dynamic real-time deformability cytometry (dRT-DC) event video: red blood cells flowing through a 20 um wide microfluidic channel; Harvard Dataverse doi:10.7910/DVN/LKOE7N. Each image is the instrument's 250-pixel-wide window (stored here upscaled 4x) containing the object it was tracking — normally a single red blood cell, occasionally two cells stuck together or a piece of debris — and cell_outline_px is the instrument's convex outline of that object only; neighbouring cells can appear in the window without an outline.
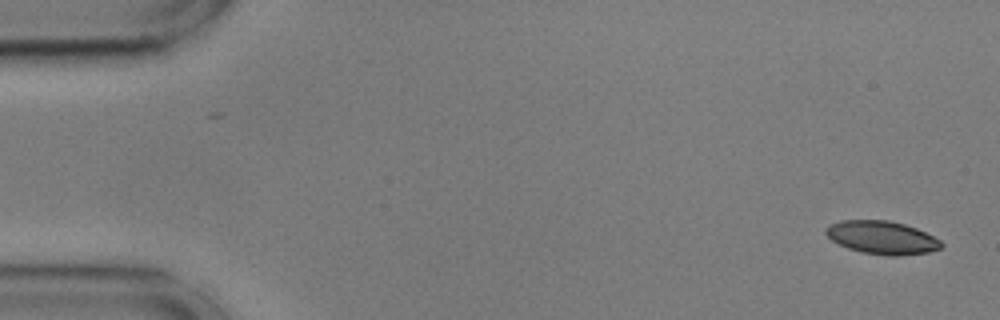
{"species": "common noctule bat (a hibernating species)", "species_latin": "Nyctalus noctula", "temperature_condition": "cold", "stored_images_in_passage": 16, "camera_frame_rate_fps": 3000, "um_per_image_px": 0.085, "animal": {"sex": "male", "body_mass_g": 17.9, "forearm_length_mm": 54.2}, "frame": {"image": 1, "passage_image": 1, "time_ms": 0.0, "image_size_px": [1000, 320], "cell_outline_px": [[944, 244], [940, 248], [928, 252], [900, 256], [888, 256], [860, 252], [848, 248], [832, 240], [824, 232], [824, 228], [828, 224], [840, 220], [888, 220], [904, 224], [916, 228], [940, 240]], "centroid_in_image_um": [74.93, 20.19], "position_along_channel_um": 10.1, "area_um2": 22.37}}
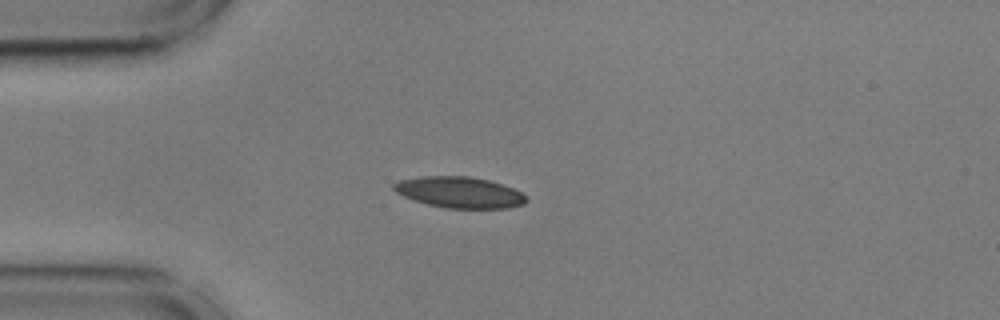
{"frame": {"image": 2, "passage_image": 13, "time_ms": 4.0, "image_size_px": [1000, 320], "cell_outline_px": [[528, 200], [524, 204], [508, 208], [448, 208], [428, 204], [404, 196], [396, 192], [392, 188], [392, 184], [400, 180], [420, 176], [472, 176], [488, 180], [512, 188], [520, 192]], "centroid_in_image_um": [39.04, 16.34], "position_along_channel_um": 46.0, "area_um2": 23.81}}